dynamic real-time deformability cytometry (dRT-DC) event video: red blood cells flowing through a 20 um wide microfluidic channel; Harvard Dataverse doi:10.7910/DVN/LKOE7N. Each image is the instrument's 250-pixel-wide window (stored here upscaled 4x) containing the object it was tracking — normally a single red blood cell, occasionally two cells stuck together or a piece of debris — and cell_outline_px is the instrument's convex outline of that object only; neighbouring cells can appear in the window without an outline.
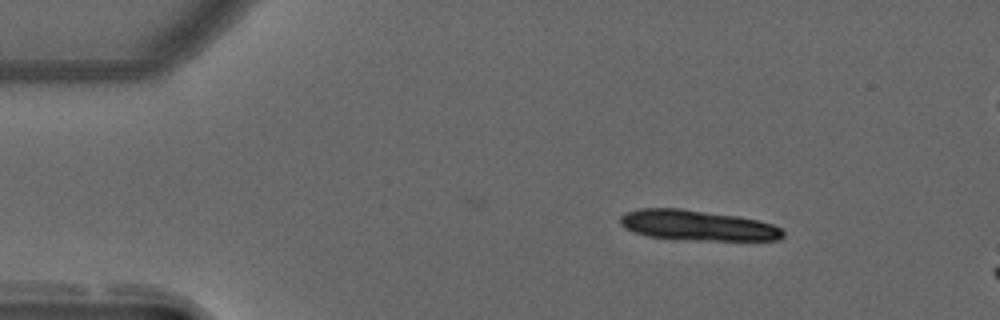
{"species": "common noctule bat (a hibernating species)", "species_latin": "Nyctalus noctula", "temperature_condition": "warm", "stored_images_in_passage": 7, "camera_frame_rate_fps": 3000, "um_per_image_px": 0.085, "animal": {"sex": "male", "forearm_length_mm": 52.5}, "frame": {"image": 1, "passage_image": 1, "time_ms": 0.0, "image_size_px": [1000, 320], "cell_outline_px": [[784, 236], [780, 240], [696, 240], [648, 236], [624, 228], [620, 224], [620, 216], [624, 212], [640, 208], [680, 208], [736, 216], [756, 220], [772, 224], [780, 228], [784, 232]], "centroid_in_image_um": [59.26, 19.15], "position_along_channel_um": 25.7, "area_um2": 28.61}}